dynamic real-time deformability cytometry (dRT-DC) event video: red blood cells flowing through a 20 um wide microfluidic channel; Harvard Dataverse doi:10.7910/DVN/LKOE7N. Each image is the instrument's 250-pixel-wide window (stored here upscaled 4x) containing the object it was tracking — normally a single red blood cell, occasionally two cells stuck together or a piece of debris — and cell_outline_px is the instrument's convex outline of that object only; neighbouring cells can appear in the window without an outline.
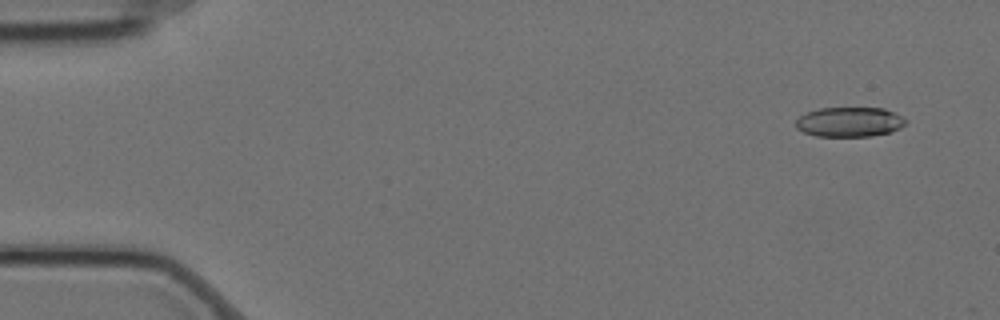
{"species": "Egyptian fruit bat (a non-hibernating species)", "species_latin": "Rousettus aegyptiacus", "temperature_condition": "cold", "stored_images_in_passage": 6, "camera_frame_rate_fps": 3000, "um_per_image_px": 0.085, "animal": {"sex": "female"}, "frame": {"image": 1, "passage_image": 1, "time_ms": 0.0, "image_size_px": [1000, 320], "cell_outline_px": [[904, 124], [900, 128], [892, 132], [872, 136], [816, 136], [804, 132], [796, 128], [796, 120], [800, 116], [808, 112], [820, 108], [884, 108], [896, 112], [904, 116]], "centroid_in_image_um": [72.23, 10.36], "position_along_channel_um": 12.8, "area_um2": 19.07}}